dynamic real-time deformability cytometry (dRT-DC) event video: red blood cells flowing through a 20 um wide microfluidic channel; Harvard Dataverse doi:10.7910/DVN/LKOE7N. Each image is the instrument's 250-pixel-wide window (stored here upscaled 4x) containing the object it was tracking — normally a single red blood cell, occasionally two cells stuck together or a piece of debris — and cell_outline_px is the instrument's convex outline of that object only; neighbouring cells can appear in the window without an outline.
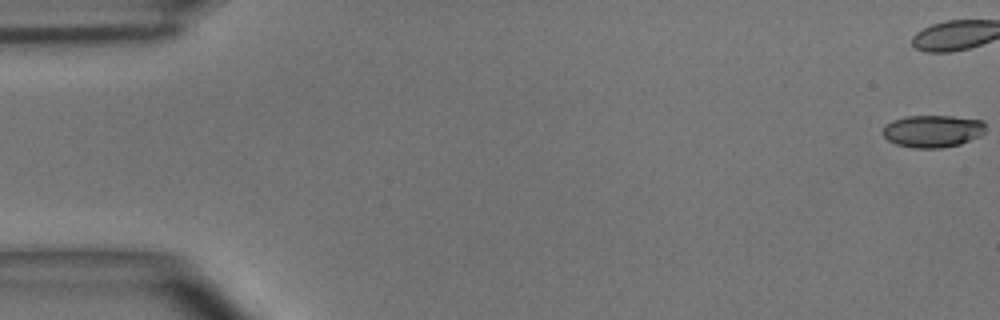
{"species": "common noctule bat (a hibernating species)", "species_latin": "Nyctalus noctula", "temperature_condition": "room temperature", "stored_images_in_passage": 39, "camera_frame_rate_fps": 3000, "um_per_image_px": 0.085, "animal": {"sex": "male", "body_mass_g": 15.6}, "frame": {"image": 1, "passage_image": 1, "time_ms": 0.0, "image_size_px": [1000, 320], "cell_outline_px": [[984, 132], [980, 136], [960, 144], [940, 148], [912, 148], [896, 144], [888, 140], [884, 136], [884, 128], [892, 120], [904, 116], [952, 116], [984, 120]], "centroid_in_image_um": [79.29, 11.14], "position_along_channel_um": 5.7, "area_um2": 19.31}}